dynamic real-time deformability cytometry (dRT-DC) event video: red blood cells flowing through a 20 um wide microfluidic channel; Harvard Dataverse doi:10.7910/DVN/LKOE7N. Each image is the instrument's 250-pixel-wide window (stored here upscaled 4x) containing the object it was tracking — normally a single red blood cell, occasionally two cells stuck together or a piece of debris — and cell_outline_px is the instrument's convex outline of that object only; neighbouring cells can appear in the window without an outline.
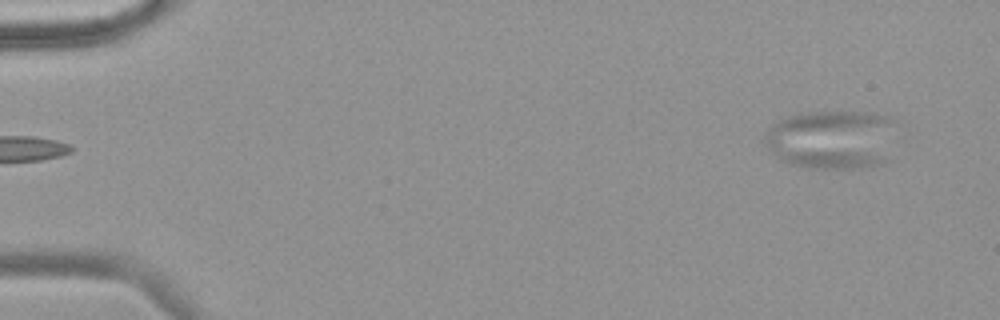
{"species": "common noctule bat (a hibernating species)", "species_latin": "Nyctalus noctula", "temperature_condition": "warm", "stored_images_in_passage": 54, "camera_frame_rate_fps": 3000, "um_per_image_px": 0.085, "animal": {"sex": "female", "body_mass_g": 18.4}, "frame": {"image": 1, "passage_image": 1, "time_ms": 0.0, "image_size_px": [1000, 320], "cell_outline_px": [[888, 120], [884, 160], [876, 164], [856, 168], [812, 168], [796, 164], [784, 160], [772, 152], [764, 140], [764, 132], [780, 120], [792, 116], [808, 112], [872, 112], [884, 116]], "centroid_in_image_um": [70.54, 11.85], "position_along_channel_um": 14.5, "area_um2": 42.95}}
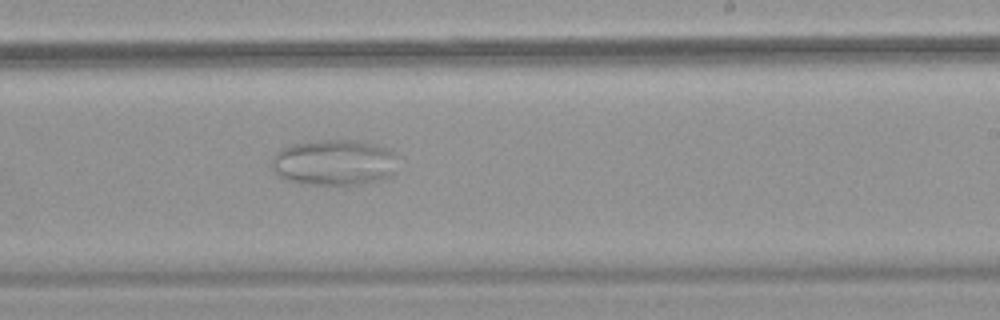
{"frame": {"image": 2, "passage_image": 33, "time_ms": 10.667, "image_size_px": [1000, 320], "cell_outline_px": [[396, 156], [392, 172], [388, 176], [380, 180], [360, 184], [300, 184], [284, 180], [272, 168], [272, 160], [276, 152], [280, 148], [292, 144], [316, 140], [364, 140], [392, 148]], "centroid_in_image_um": [28.39, 13.79], "position_along_channel_um": 260.6, "area_um2": 34.04}}
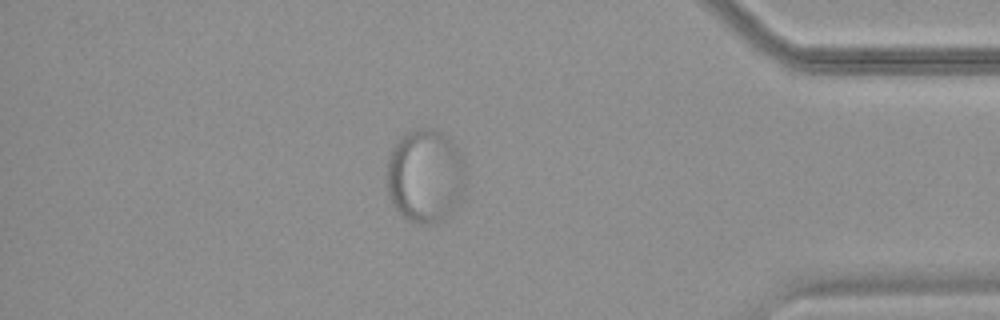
{"frame": {"image": 3, "passage_image": 47, "time_ms": 15.333, "image_size_px": [1000, 320], "cell_outline_px": [[464, 184], [460, 196], [456, 204], [440, 220], [432, 224], [416, 224], [408, 220], [396, 212], [388, 196], [388, 156], [392, 144], [400, 136], [412, 128], [432, 128], [444, 132], [452, 140], [460, 156]], "centroid_in_image_um": [36.06, 14.91], "position_along_channel_um": 399.1, "area_um2": 42.89}}